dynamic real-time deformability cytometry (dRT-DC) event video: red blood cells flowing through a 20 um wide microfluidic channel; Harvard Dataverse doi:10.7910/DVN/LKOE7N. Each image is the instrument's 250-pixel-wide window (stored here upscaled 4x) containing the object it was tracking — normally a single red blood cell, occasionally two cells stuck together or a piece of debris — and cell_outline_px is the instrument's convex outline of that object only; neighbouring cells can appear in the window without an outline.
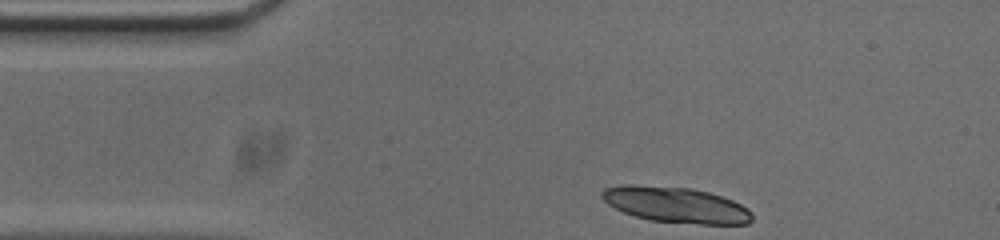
{"species": "common noctule bat (a hibernating species)", "species_latin": "Nyctalus noctula", "temperature_condition": "cold", "stored_images_in_passage": 44, "segment_of_instrument_passage": [1, 2], "camera_frame_rate_fps": 3000, "um_per_image_px": 0.085, "animal": {"sex": "male", "body_mass_g": 20.0, "forearm_length_mm": 53.3}, "frame": {"image": 1, "passage_image": 1, "time_ms": 0.0, "image_size_px": [1000, 240], "cell_outline_px": [[752, 220], [748, 224], [700, 224], [648, 220], [624, 212], [608, 204], [600, 196], [600, 192], [604, 188], [624, 184], [632, 184], [692, 188], [708, 192], [732, 200], [748, 208], [752, 212]], "centroid_in_image_um": [57.44, 17.4], "position_along_channel_um": 27.6, "area_um2": 31.33}}